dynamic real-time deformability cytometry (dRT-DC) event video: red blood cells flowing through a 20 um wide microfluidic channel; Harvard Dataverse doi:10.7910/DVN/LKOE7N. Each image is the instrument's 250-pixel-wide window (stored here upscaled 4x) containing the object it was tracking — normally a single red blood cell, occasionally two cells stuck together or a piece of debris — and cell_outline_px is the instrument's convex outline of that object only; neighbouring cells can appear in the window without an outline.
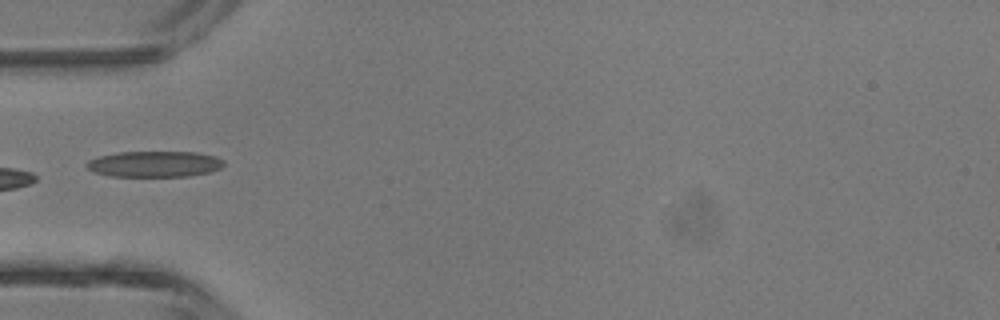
{"species": "common noctule bat (a hibernating species)", "species_latin": "Nyctalus noctula", "temperature_condition": "room temperature", "stored_images_in_passage": 3, "camera_frame_rate_fps": 3000, "um_per_image_px": 0.085, "animal": {"sex": "male", "body_mass_g": 13.3}, "frame": {"image": 1, "passage_image": 2, "time_ms": 1.333, "image_size_px": [1000, 320], "cell_outline_px": [[224, 164], [220, 168], [208, 172], [188, 176], [108, 176], [92, 172], [84, 164], [88, 160], [100, 156], [120, 152], [196, 152], [216, 156], [224, 160]], "centroid_in_image_um": [13.11, 13.94], "position_along_channel_um": 71.9, "area_um2": 20.75}}
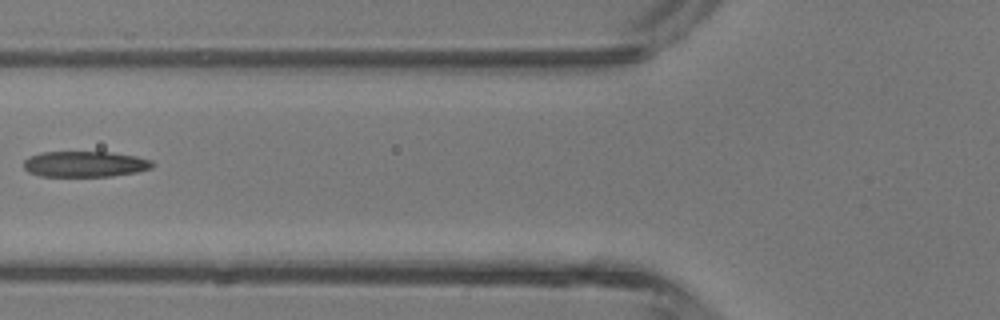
{"frame": {"image": 2, "passage_image": 3, "time_ms": 2.333, "image_size_px": [1000, 320], "cell_outline_px": [[156, 164], [152, 168], [136, 172], [112, 176], [40, 176], [28, 172], [24, 168], [24, 160], [28, 156], [40, 152], [112, 152], [136, 156], [152, 160]], "centroid_in_image_um": [7.23, 13.94], "position_along_channel_um": 118.6, "area_um2": 19.54}}